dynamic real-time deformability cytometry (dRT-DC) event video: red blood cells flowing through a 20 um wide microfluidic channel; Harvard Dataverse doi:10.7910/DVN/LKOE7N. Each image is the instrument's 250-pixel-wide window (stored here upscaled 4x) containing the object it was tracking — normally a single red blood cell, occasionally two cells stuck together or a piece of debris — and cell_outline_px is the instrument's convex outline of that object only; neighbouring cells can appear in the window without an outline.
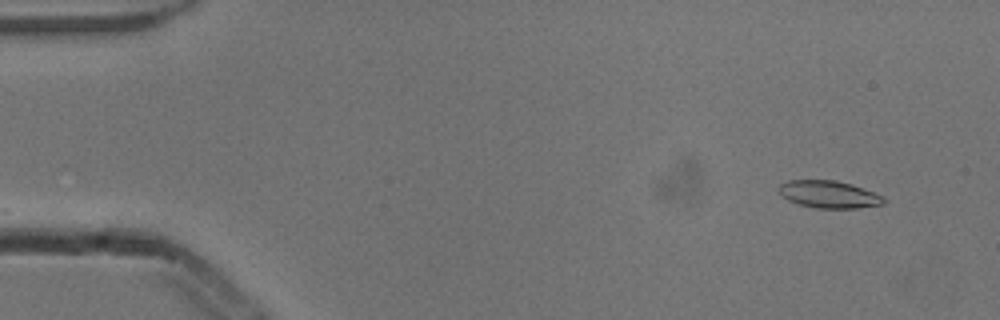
{"species": "common noctule bat (a hibernating species)", "species_latin": "Nyctalus noctula", "temperature_condition": "cold", "stored_images_in_passage": 5, "camera_frame_rate_fps": 3000, "um_per_image_px": 0.085, "animal": {"sex": "male", "body_mass_g": 13.3}, "frame": {"image": 1, "passage_image": 2, "time_ms": 0.333, "image_size_px": [1000, 320], "cell_outline_px": [[884, 204], [856, 208], [816, 208], [800, 204], [788, 200], [776, 188], [780, 184], [788, 180], [836, 180], [852, 184], [884, 196]], "centroid_in_image_um": [70.46, 16.51], "position_along_channel_um": 14.5, "area_um2": 16.65}}
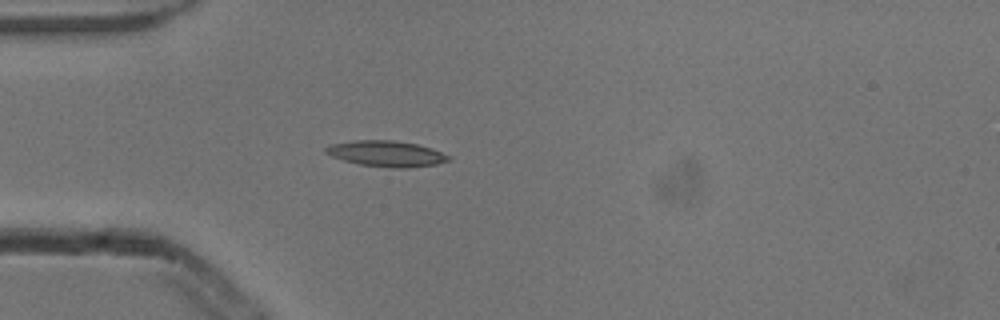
{"frame": {"image": 2, "passage_image": 5, "time_ms": 1.333, "image_size_px": [1000, 320], "cell_outline_px": [[452, 160], [436, 164], [408, 168], [396, 168], [360, 164], [344, 160], [332, 156], [324, 152], [324, 148], [332, 144], [352, 140], [392, 140], [416, 144], [432, 148], [452, 156]], "centroid_in_image_um": [32.88, 13.06], "position_along_channel_um": 52.1, "area_um2": 18.5}}